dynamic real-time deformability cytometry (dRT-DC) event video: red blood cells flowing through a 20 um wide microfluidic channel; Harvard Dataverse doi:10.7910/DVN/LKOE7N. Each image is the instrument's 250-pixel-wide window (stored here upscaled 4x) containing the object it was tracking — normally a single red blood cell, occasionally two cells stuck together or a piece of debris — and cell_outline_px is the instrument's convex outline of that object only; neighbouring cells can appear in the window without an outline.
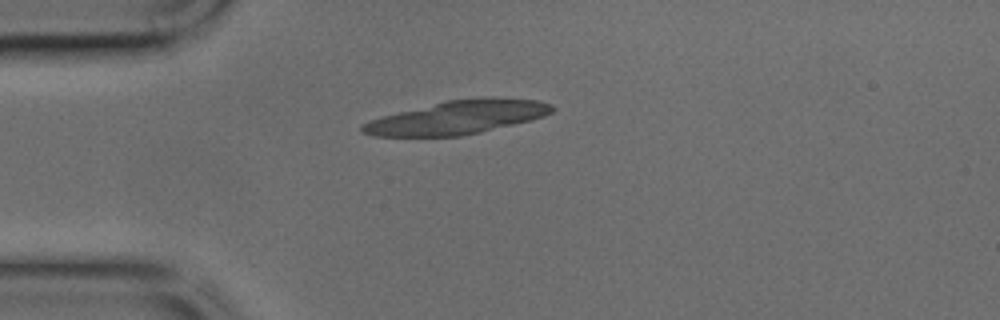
{"species": "common noctule bat (a hibernating species)", "species_latin": "Nyctalus noctula", "temperature_condition": "cold", "stored_images_in_passage": 34, "camera_frame_rate_fps": 3000, "um_per_image_px": 0.085, "animal": {"sex": "male", "body_mass_g": 17.9, "forearm_length_mm": 54.2}, "frame": {"image": 1, "passage_image": 1, "time_ms": 0.0, "image_size_px": [1000, 320], "cell_outline_px": [[556, 108], [552, 112], [544, 116], [480, 132], [460, 136], [376, 136], [360, 132], [360, 124], [384, 116], [448, 100], [536, 100], [552, 104]], "centroid_in_image_um": [38.81, 10.02], "position_along_channel_um": 46.2, "area_um2": 35.32}}